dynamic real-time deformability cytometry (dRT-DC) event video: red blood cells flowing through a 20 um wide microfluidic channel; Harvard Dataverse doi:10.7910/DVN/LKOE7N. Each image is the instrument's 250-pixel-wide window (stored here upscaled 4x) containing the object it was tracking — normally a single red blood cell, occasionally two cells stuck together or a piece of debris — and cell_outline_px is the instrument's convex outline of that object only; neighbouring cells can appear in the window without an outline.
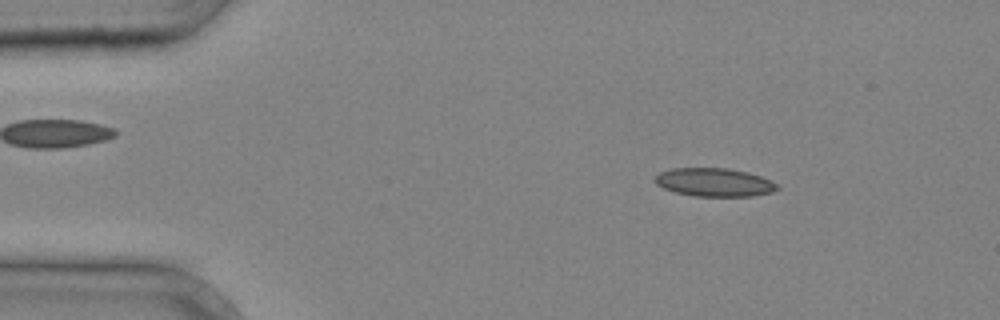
{"species": "common noctule bat (a hibernating species)", "species_latin": "Nyctalus noctula", "temperature_condition": "cold", "stored_images_in_passage": 3, "camera_frame_rate_fps": 3000, "um_per_image_px": 0.085, "animal": {"sex": "male", "body_mass_g": 20.4}, "frame": {"image": 1, "passage_image": 1, "time_ms": 0.0, "image_size_px": [1000, 320], "cell_outline_px": [[780, 188], [772, 192], [752, 196], [696, 196], [676, 192], [664, 188], [656, 184], [652, 180], [660, 172], [672, 168], [728, 168], [748, 172], [772, 180]], "centroid_in_image_um": [60.72, 15.49], "position_along_channel_um": 24.3, "area_um2": 20.23}}
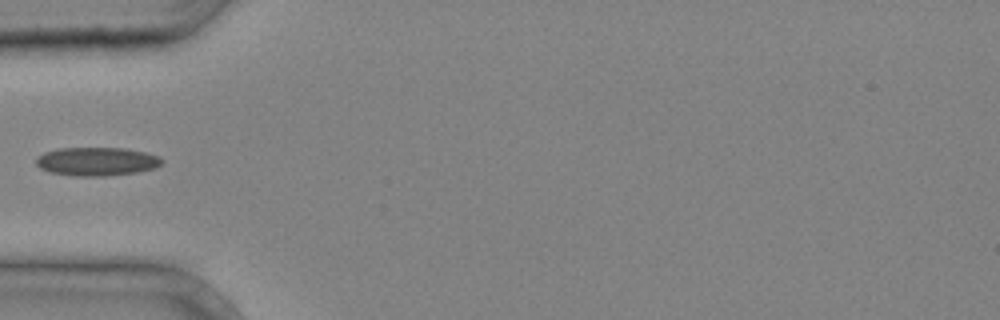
{"frame": {"image": 2, "passage_image": 3, "time_ms": 0.667, "image_size_px": [1000, 320], "cell_outline_px": [[164, 160], [156, 168], [136, 172], [104, 176], [76, 176], [48, 172], [40, 168], [36, 164], [36, 156], [44, 152], [56, 148], [124, 148], [144, 152], [160, 156]], "centroid_in_image_um": [8.2, 13.72], "position_along_channel_um": 76.8, "area_um2": 21.04}}